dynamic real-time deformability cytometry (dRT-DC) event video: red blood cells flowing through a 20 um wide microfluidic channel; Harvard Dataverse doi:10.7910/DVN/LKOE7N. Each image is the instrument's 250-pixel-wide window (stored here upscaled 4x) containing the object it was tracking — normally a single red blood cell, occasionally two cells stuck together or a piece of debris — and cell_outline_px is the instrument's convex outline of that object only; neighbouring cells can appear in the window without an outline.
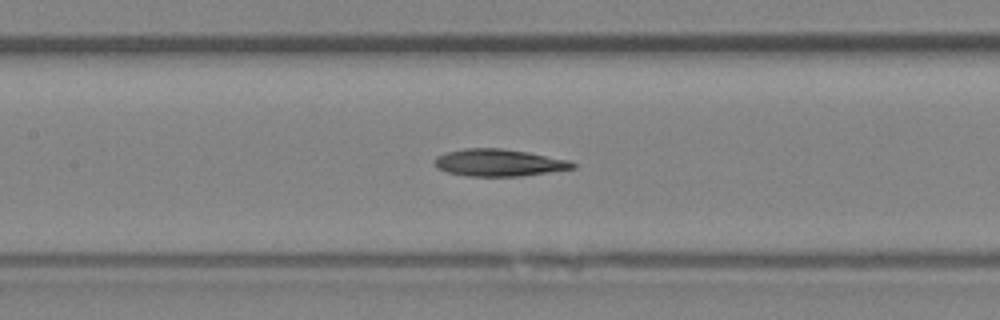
{"species": "Egyptian fruit bat (a non-hibernating species)", "species_latin": "Rousettus aegyptiacus", "temperature_condition": "room temperature", "stored_images_in_passage": 42, "camera_frame_rate_fps": 3000, "um_per_image_px": 0.085, "animal": {"sex": "female"}, "frame": {"image": 1, "passage_image": 19, "time_ms": 6.0, "image_size_px": [1000, 320], "cell_outline_px": [[576, 168], [520, 176], [468, 176], [448, 172], [436, 168], [432, 160], [436, 156], [448, 152], [464, 148], [500, 148], [528, 152], [568, 160], [576, 164]], "centroid_in_image_um": [42.37, 13.82], "position_along_channel_um": 165.0, "area_um2": 21.79}}
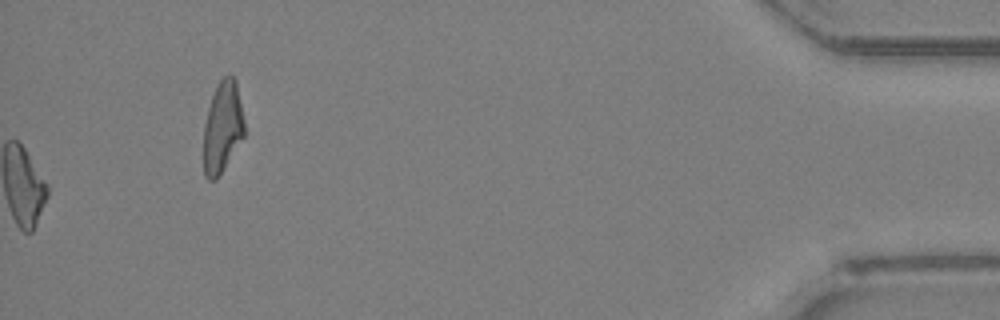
{"frame": {"image": 2, "passage_image": 42, "time_ms": 13.667, "image_size_px": [1000, 320], "cell_outline_px": [[244, 136], [216, 180], [208, 180], [204, 176], [204, 124], [208, 108], [212, 96], [220, 80], [224, 76], [232, 76], [236, 80], [244, 120]], "centroid_in_image_um": [18.91, 10.82], "position_along_channel_um": 416.3, "area_um2": 21.44}}